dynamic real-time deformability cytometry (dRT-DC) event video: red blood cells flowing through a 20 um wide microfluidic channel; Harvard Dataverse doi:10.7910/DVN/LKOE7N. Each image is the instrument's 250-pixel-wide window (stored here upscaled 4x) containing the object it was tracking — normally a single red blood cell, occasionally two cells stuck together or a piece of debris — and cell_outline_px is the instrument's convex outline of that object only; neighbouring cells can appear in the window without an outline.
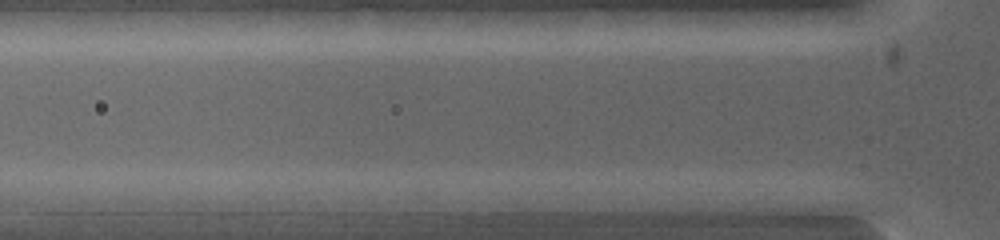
{"species": "common noctule bat (a hibernating species)", "species_latin": "Nyctalus noctula", "temperature_condition": "warm", "stored_images_in_passage": 3, "camera_frame_rate_fps": 5000, "um_per_image_px": 0.085, "animal": {"sex": "female", "body_mass_g": 19.0, "forearm_length_mm": 53.3}, "frame": {"image": 1, "passage_image": 3, "time_ms": 0.6, "image_size_px": [1000, 240], "cell_outline_px": [[600, 200], [576, 212], [496, 212], [496, 200], [520, 192], [592, 192]], "centroid_in_image_um": [46.41, 17.17], "position_along_channel_um": 79.4, "area_um2": 13.06}}